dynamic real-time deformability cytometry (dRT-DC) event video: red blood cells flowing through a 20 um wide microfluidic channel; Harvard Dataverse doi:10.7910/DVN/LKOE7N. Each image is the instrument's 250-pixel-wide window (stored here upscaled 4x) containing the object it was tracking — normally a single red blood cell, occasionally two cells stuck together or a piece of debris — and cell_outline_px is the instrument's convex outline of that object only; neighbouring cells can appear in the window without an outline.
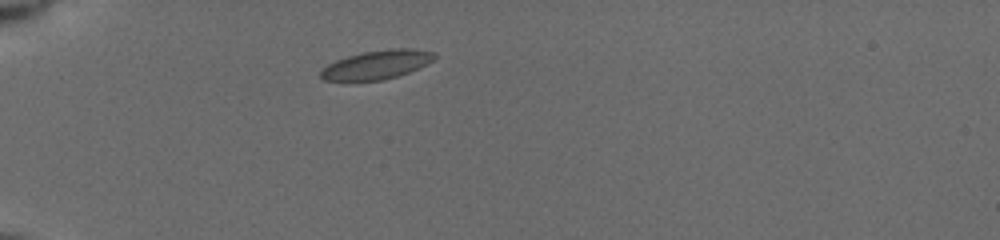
{"species": "common noctule bat (a hibernating species)", "species_latin": "Nyctalus noctula", "temperature_condition": "cold", "stored_images_in_passage": 7, "camera_frame_rate_fps": 3000, "um_per_image_px": 0.085, "animal": {"sex": "female", "body_mass_g": 19.5, "forearm_length_mm": 54.1}, "frame": {"image": 1, "passage_image": 1, "time_ms": 0.0, "image_size_px": [1000, 240], "cell_outline_px": [[436, 56], [432, 60], [408, 72], [384, 80], [324, 80], [320, 76], [320, 72], [328, 64], [336, 60], [348, 56], [364, 52], [388, 48], [404, 48], [436, 52]], "centroid_in_image_um": [32.01, 5.49], "position_along_channel_um": 53.0, "area_um2": 18.67}}
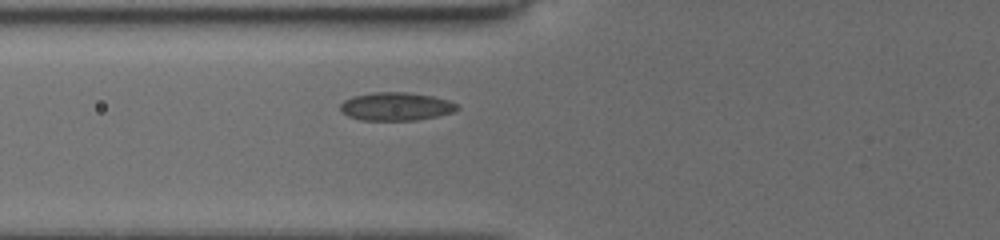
{"frame": {"image": 2, "passage_image": 4, "time_ms": 1.667, "image_size_px": [1000, 240], "cell_outline_px": [[460, 108], [456, 112], [416, 120], [360, 120], [348, 116], [340, 112], [340, 104], [344, 100], [352, 96], [372, 92], [408, 92], [432, 96], [448, 100], [456, 104]], "centroid_in_image_um": [33.64, 9.05], "position_along_channel_um": 92.2, "area_um2": 19.36}}
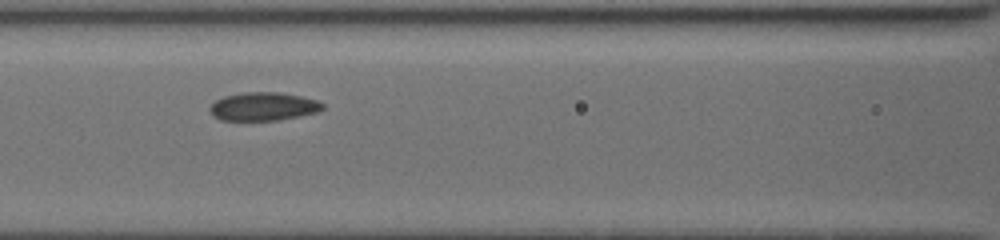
{"frame": {"image": 3, "passage_image": 6, "time_ms": 3.0, "image_size_px": [1000, 240], "cell_outline_px": [[324, 108], [320, 112], [280, 120], [220, 120], [208, 108], [216, 100], [224, 96], [244, 92], [280, 92], [300, 96], [316, 100], [324, 104]], "centroid_in_image_um": [22.43, 9.05], "position_along_channel_um": 144.2, "area_um2": 18.61}}